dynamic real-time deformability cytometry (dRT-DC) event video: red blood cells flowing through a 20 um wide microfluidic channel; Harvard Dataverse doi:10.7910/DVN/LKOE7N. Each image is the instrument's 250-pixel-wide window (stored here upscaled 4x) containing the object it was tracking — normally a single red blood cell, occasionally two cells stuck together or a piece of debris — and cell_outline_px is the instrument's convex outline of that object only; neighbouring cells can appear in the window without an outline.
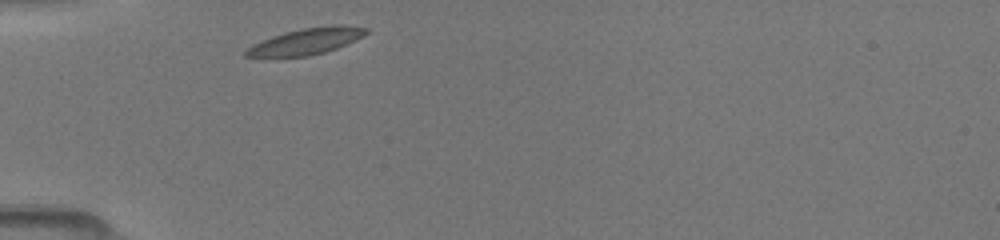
{"species": "common noctule bat (a hibernating species)", "species_latin": "Nyctalus noctula", "temperature_condition": "room temperature", "stored_images_in_passage": 28, "camera_frame_rate_fps": 3000, "um_per_image_px": 0.085, "animal": {"sex": "female", "body_mass_g": 19.5, "forearm_length_mm": 54.1}, "frame": {"image": 1, "passage_image": 1, "time_ms": 0.0, "image_size_px": [1000, 240], "cell_outline_px": [[368, 32], [364, 36], [336, 48], [324, 52], [308, 56], [276, 60], [268, 60], [244, 56], [244, 52], [252, 44], [272, 36], [284, 32], [300, 28], [332, 24], [344, 24], [368, 28]], "centroid_in_image_um": [25.93, 3.55], "position_along_channel_um": 59.1, "area_um2": 19.42}}
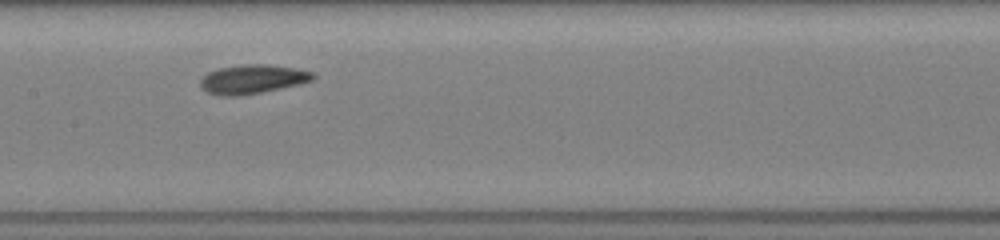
{"frame": {"image": 2, "passage_image": 11, "time_ms": 3.333, "image_size_px": [1000, 240], "cell_outline_px": [[316, 76], [312, 80], [300, 84], [240, 96], [220, 96], [208, 92], [200, 88], [200, 80], [208, 72], [220, 68], [240, 64], [268, 64], [296, 68], [312, 72]], "centroid_in_image_um": [21.45, 6.72], "position_along_channel_um": 186.0, "area_um2": 19.07}}
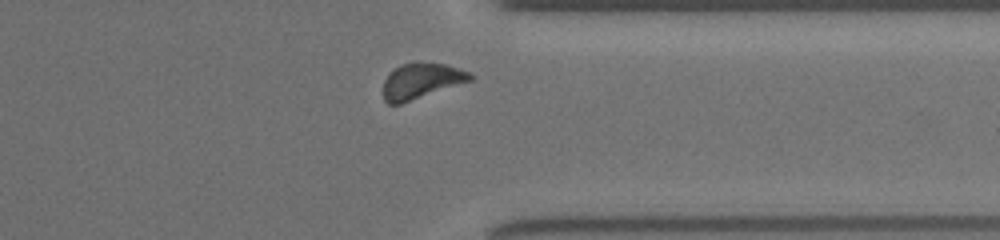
{"frame": {"image": 3, "passage_image": 25, "time_ms": 8.0, "image_size_px": [1000, 240], "cell_outline_px": [[472, 80], [400, 104], [388, 104], [384, 100], [384, 80], [400, 64], [444, 64], [472, 72]], "centroid_in_image_um": [35.82, 6.9], "position_along_channel_um": 375.6, "area_um2": 17.4}}